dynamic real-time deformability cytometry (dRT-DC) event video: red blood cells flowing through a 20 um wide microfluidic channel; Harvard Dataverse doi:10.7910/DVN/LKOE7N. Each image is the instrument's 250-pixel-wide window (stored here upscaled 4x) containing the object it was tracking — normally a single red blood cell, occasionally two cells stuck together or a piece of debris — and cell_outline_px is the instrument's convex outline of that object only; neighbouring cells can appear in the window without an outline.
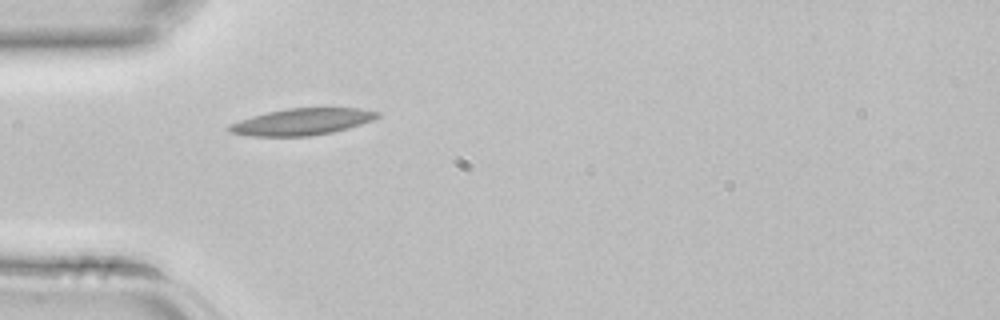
{"species": "common noctule bat (a hibernating species)", "species_latin": "Nyctalus noctula", "temperature_condition": "room temperature", "stored_images_in_passage": 1, "camera_frame_rate_fps": 3000, "um_per_image_px": 0.085, "animal": {"sex": "female", "body_mass_g": 22.7, "forearm_length_mm": 54.2}, "frame": {"image": 1, "passage_image": 1, "time_ms": 0.0, "image_size_px": [1000, 320], "cell_outline_px": [[380, 116], [372, 120], [348, 128], [332, 132], [312, 136], [248, 136], [228, 132], [228, 124], [252, 116], [268, 112], [288, 108], [360, 108], [380, 112]], "centroid_in_image_um": [25.65, 10.35], "position_along_channel_um": 59.3, "area_um2": 23.0}}